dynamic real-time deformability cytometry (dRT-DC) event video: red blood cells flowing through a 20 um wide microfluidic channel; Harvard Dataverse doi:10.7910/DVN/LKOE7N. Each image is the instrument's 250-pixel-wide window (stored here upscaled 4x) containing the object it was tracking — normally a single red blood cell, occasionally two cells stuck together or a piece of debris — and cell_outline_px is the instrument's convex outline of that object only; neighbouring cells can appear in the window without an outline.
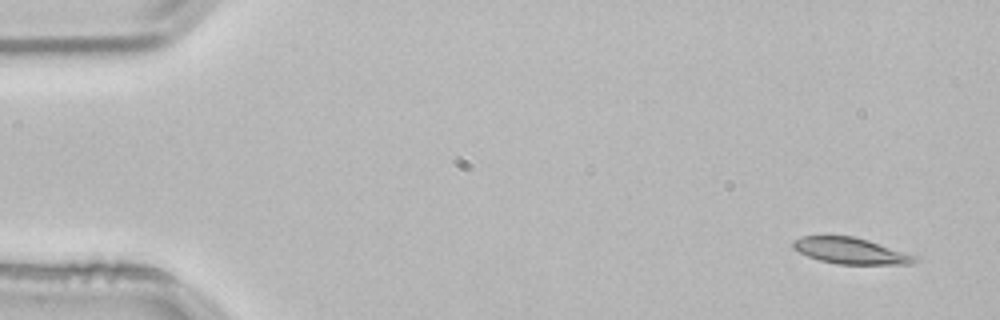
{"species": "common noctule bat (a hibernating species)", "species_latin": "Nyctalus noctula", "temperature_condition": "room temperature", "stored_images_in_passage": 4, "camera_frame_rate_fps": 3000, "um_per_image_px": 0.085, "animal": {"sex": "male", "body_mass_g": 21.5, "forearm_length_mm": 52.0}, "frame": {"image": 1, "passage_image": 1, "time_ms": 0.0, "image_size_px": [1000, 320], "cell_outline_px": [[920, 260], [912, 264], [836, 264], [820, 260], [808, 256], [792, 248], [792, 240], [800, 236], [852, 236], [868, 240], [920, 256]], "centroid_in_image_um": [72.35, 21.32], "position_along_channel_um": 12.7, "area_um2": 18.79}}
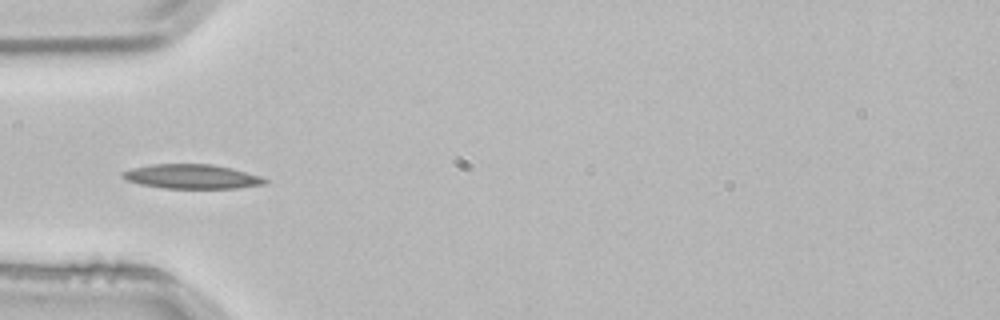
{"frame": {"image": 2, "passage_image": 4, "time_ms": 1.0, "image_size_px": [1000, 320], "cell_outline_px": [[268, 184], [236, 188], [164, 188], [140, 184], [128, 180], [120, 176], [120, 172], [132, 168], [152, 164], [212, 164], [232, 168], [260, 176], [268, 180]], "centroid_in_image_um": [16.31, 15.0], "position_along_channel_um": 68.7, "area_um2": 20.23}}